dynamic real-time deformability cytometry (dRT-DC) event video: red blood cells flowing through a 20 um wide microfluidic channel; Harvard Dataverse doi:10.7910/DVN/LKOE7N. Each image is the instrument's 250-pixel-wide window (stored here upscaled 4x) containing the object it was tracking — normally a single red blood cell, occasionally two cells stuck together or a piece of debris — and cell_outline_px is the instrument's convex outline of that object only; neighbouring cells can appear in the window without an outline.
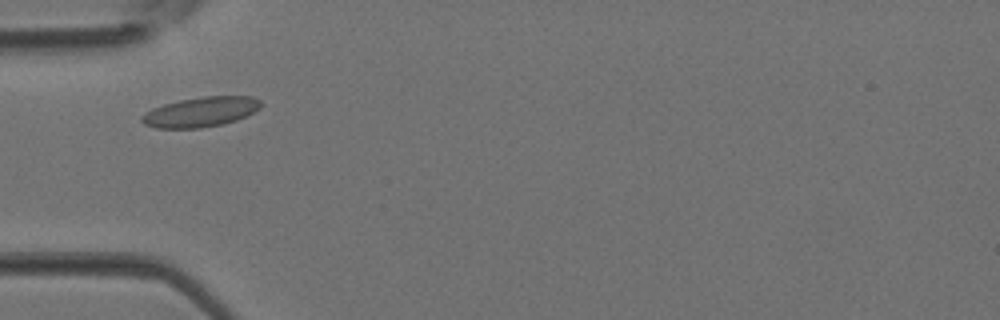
{"species": "Egyptian fruit bat (a non-hibernating species)", "species_latin": "Rousettus aegyptiacus", "temperature_condition": "room temperature", "stored_images_in_passage": 19, "camera_frame_rate_fps": 3000, "um_per_image_px": 0.085, "animal": {"sex": "female"}, "frame": {"image": 1, "passage_image": 6, "time_ms": 1.667, "image_size_px": [1000, 320], "cell_outline_px": [[260, 108], [236, 120], [224, 124], [200, 128], [156, 128], [144, 124], [140, 120], [140, 116], [144, 112], [152, 108], [164, 104], [180, 100], [204, 96], [252, 96], [260, 100]], "centroid_in_image_um": [17.02, 9.51], "position_along_channel_um": 68.0, "area_um2": 20.75}}
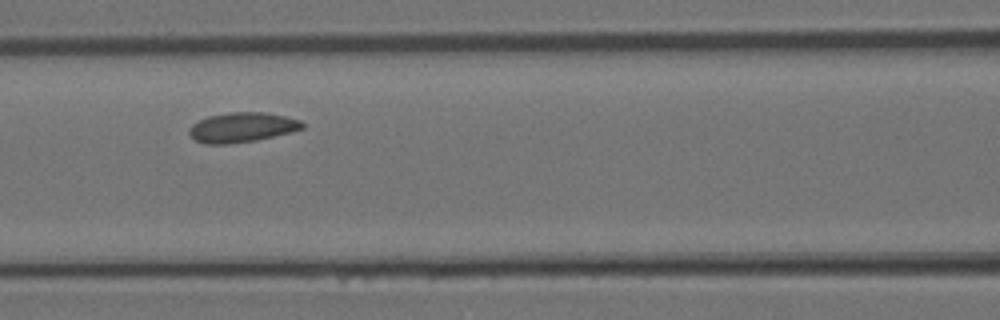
{"frame": {"image": 2, "passage_image": 11, "time_ms": 3.333, "image_size_px": [1000, 320], "cell_outline_px": [[304, 128], [292, 132], [256, 140], [228, 144], [204, 144], [196, 140], [188, 132], [188, 128], [192, 124], [208, 116], [228, 112], [264, 112], [284, 116], [300, 120], [304, 124]], "centroid_in_image_um": [20.57, 10.82], "position_along_channel_um": 146.0, "area_um2": 19.65}}
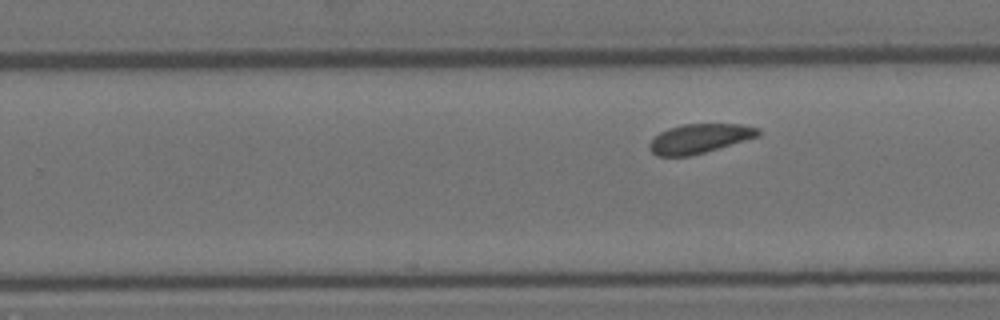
{"frame": {"image": 3, "passage_image": 19, "time_ms": 6.0, "image_size_px": [1000, 320], "cell_outline_px": [[760, 136], [704, 152], [688, 156], [656, 156], [648, 148], [648, 144], [660, 132], [668, 128], [684, 124], [744, 124], [760, 128]], "centroid_in_image_um": [59.47, 11.77], "position_along_channel_um": 270.3, "area_um2": 18.55}}